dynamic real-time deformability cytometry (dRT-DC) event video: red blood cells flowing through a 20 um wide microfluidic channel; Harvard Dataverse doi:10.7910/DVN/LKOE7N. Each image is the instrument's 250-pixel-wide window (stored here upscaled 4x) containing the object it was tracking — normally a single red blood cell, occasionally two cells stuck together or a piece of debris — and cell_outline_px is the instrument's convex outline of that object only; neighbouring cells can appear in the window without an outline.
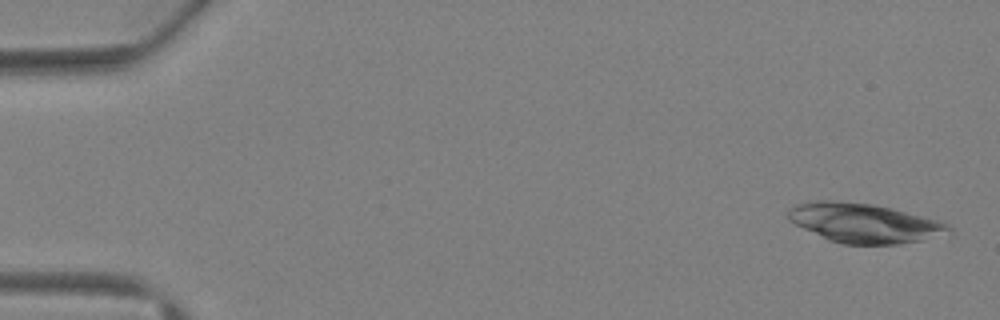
{"species": "Egyptian fruit bat (a non-hibernating species)", "species_latin": "Rousettus aegyptiacus", "temperature_condition": "warm", "stored_images_in_passage": 4, "camera_frame_rate_fps": 3000, "um_per_image_px": 0.085, "animal": {"sex": "female"}, "frame": {"image": 1, "passage_image": 1, "time_ms": 0.0, "image_size_px": [1000, 320], "cell_outline_px": [[952, 236], [900, 244], [844, 244], [828, 240], [788, 220], [788, 208], [796, 204], [808, 200], [836, 200], [872, 204], [892, 208], [940, 220], [948, 224], [952, 228]], "centroid_in_image_um": [73.54, 18.96], "position_along_channel_um": 11.5, "area_um2": 37.57}}
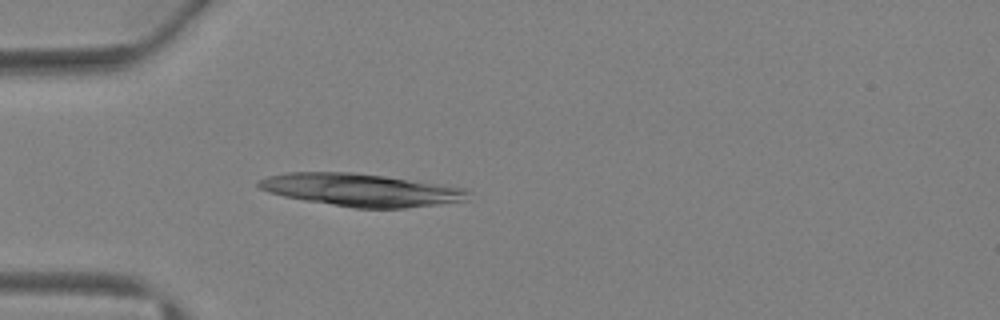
{"frame": {"image": 2, "passage_image": 4, "time_ms": 3.667, "image_size_px": [1000, 320], "cell_outline_px": [[472, 192], [468, 200], [440, 204], [404, 208], [352, 208], [304, 200], [284, 196], [268, 192], [260, 188], [256, 184], [256, 180], [268, 176], [288, 172], [352, 172], [440, 184], [468, 188]], "centroid_in_image_um": [30.7, 16.15], "position_along_channel_um": 54.3, "area_um2": 40.0}}